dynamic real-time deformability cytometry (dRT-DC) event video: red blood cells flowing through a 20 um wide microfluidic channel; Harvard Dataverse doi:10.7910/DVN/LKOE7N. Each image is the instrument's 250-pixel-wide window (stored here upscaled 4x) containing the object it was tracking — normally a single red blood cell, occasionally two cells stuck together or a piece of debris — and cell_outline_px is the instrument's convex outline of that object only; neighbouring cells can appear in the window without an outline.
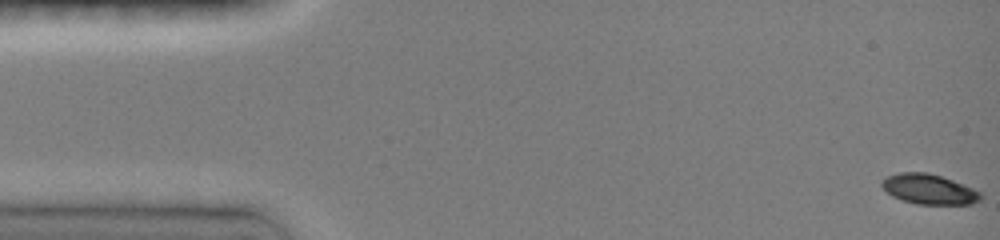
{"species": "common noctule bat (a hibernating species)", "species_latin": "Nyctalus noctula", "temperature_condition": "room temperature", "stored_images_in_passage": 57, "camera_frame_rate_fps": 3000, "um_per_image_px": 0.085, "animal": {"sex": "female", "body_mass_g": 19.0, "forearm_length_mm": 51.5}, "frame": {"image": 1, "passage_image": 1, "time_ms": 0.0, "image_size_px": [1000, 240], "cell_outline_px": [[980, 200], [972, 204], [916, 204], [892, 196], [880, 184], [880, 180], [888, 176], [900, 172], [928, 172], [952, 180], [972, 188], [980, 192]], "centroid_in_image_um": [78.94, 16.07], "position_along_channel_um": 6.1, "area_um2": 17.11}}
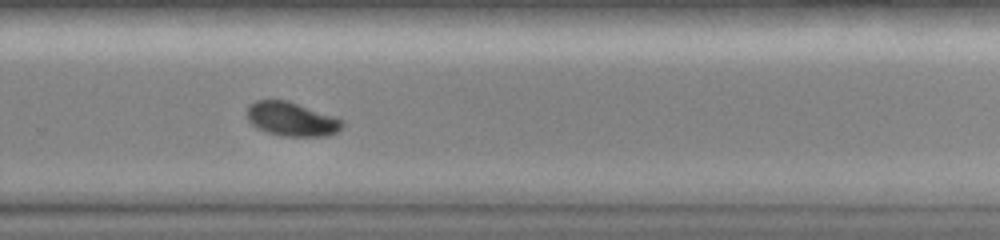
{"frame": {"image": 2, "passage_image": 39, "time_ms": 10.667, "image_size_px": [1000, 240], "cell_outline_px": [[344, 124], [336, 132], [328, 136], [284, 136], [268, 132], [256, 128], [248, 120], [248, 104], [256, 100], [288, 100], [336, 116], [344, 120]], "centroid_in_image_um": [24.81, 10.11], "position_along_channel_um": 305.0, "area_um2": 19.02}}
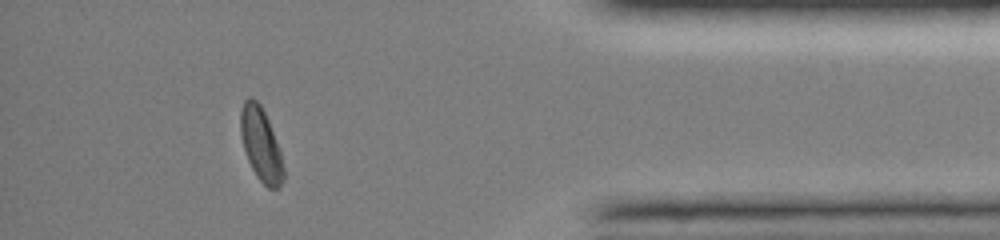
{"frame": {"image": 3, "passage_image": 51, "time_ms": 14.0, "image_size_px": [1000, 240], "cell_outline_px": [[284, 180], [276, 188], [268, 188], [256, 176], [248, 160], [244, 148], [240, 132], [240, 108], [244, 100], [248, 96], [252, 96], [260, 104], [268, 120], [280, 152], [284, 168]], "centroid_in_image_um": [22.15, 12.24], "position_along_channel_um": 413.0, "area_um2": 18.21}, "authors_computed_cell_mechanics": {"area_um2": 19.0162, "velocity_mm_per_s": 4.0208, "shape_relaxation_time_tau1_ms": 2.1106, "shape_relaxation_time_tau2_ms": null, "deformation_change_tau1": 0.1482, "deformation_change_tau2": null}}